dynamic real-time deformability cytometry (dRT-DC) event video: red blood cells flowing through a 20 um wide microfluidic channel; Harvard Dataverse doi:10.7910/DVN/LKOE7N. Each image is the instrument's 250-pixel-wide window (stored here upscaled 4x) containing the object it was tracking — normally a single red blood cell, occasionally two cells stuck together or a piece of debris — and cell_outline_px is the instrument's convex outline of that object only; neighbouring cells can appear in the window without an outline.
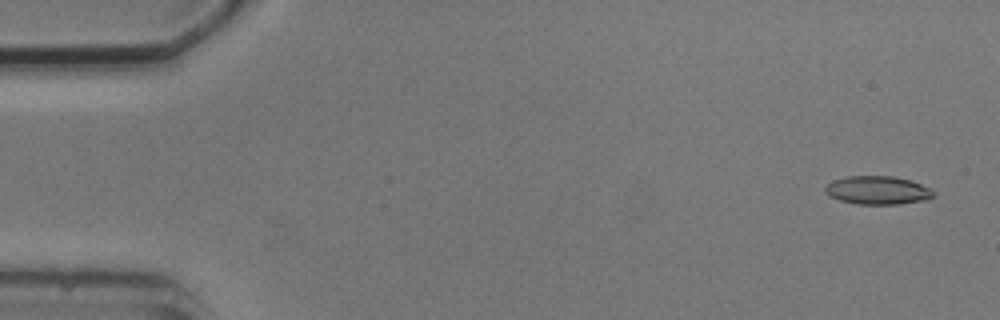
{"species": "common noctule bat (a hibernating species)", "species_latin": "Nyctalus noctula", "temperature_condition": "cold", "stored_images_in_passage": 4, "camera_frame_rate_fps": 3000, "um_per_image_px": 0.085, "animal": {"sex": "male", "body_mass_g": 20.5, "forearm_length_mm": 52.5}, "frame": {"image": 1, "passage_image": 1, "time_ms": 0.0, "image_size_px": [1000, 320], "cell_outline_px": [[936, 196], [928, 200], [896, 204], [856, 204], [840, 200], [824, 192], [824, 188], [832, 180], [848, 176], [892, 176], [912, 180], [936, 192]], "centroid_in_image_um": [74.63, 16.17], "position_along_channel_um": 10.4, "area_um2": 17.98}}
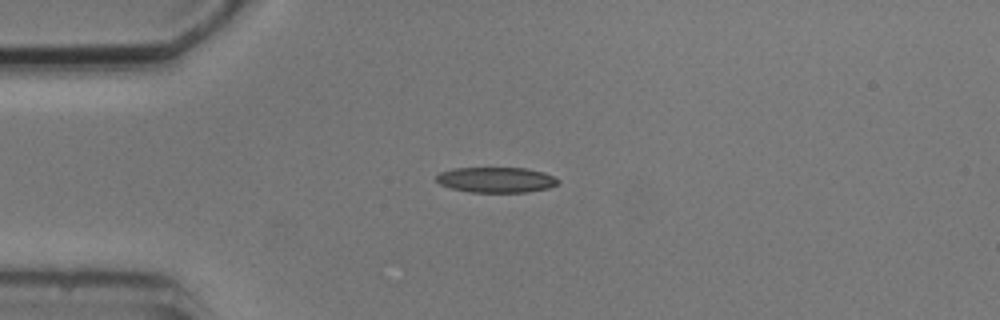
{"frame": {"image": 2, "passage_image": 4, "time_ms": 3.667, "image_size_px": [1000, 320], "cell_outline_px": [[560, 180], [556, 184], [548, 188], [528, 192], [468, 192], [452, 188], [440, 184], [436, 180], [436, 176], [440, 172], [452, 168], [524, 168], [544, 172]], "centroid_in_image_um": [42.15, 15.28], "position_along_channel_um": 42.8, "area_um2": 17.98}}